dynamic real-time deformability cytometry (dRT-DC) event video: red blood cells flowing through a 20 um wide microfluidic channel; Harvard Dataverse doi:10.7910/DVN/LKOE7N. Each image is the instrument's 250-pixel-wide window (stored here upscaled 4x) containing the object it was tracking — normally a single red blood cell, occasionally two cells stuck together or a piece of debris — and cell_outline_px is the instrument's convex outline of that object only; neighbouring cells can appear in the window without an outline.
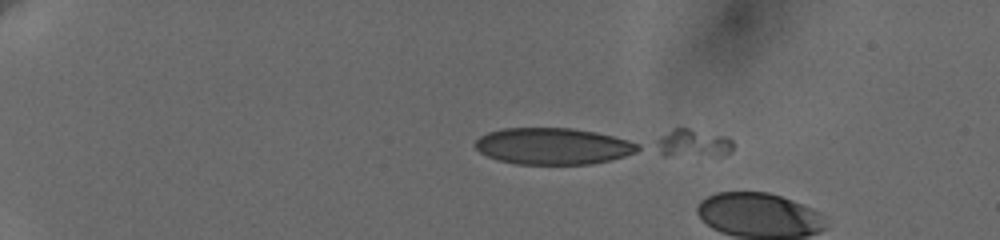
{"species": "human", "species_latin": "Homo sapiens", "temperature_condition": "cold", "stored_images_in_passage": 2, "camera_frame_rate_fps": 3000, "um_per_image_px": 0.085, "donor": {"sex": "female"}, "frame": {"image": 1, "passage_image": 1, "time_ms": 0.0, "image_size_px": [1000, 240], "cell_outline_px": [[732, 148], [728, 152], [592, 164], [516, 164], [496, 160], [480, 152], [476, 148], [476, 140], [480, 136], [488, 132], [504, 128], [688, 128], [724, 136], [732, 140]], "centroid_in_image_um": [50.73, 12.3], "position_along_channel_um": 34.3, "area_um2": 56.18}}